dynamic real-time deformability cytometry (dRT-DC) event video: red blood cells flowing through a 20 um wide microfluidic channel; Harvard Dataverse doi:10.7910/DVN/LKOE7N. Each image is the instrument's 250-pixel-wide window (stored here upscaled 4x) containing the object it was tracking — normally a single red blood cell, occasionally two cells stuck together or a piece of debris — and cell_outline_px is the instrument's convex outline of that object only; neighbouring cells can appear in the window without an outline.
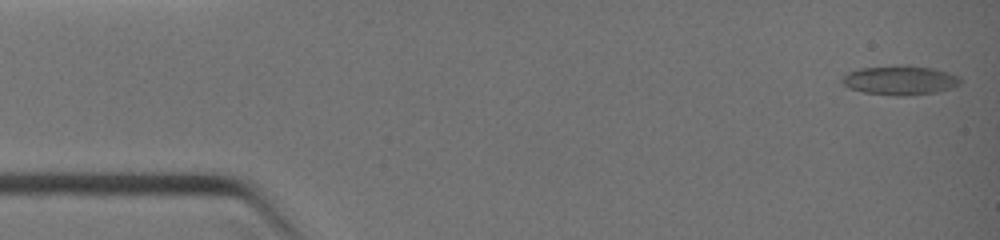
{"species": "common noctule bat (a hibernating species)", "species_latin": "Nyctalus noctula", "temperature_condition": "warm", "stored_images_in_passage": 6, "camera_frame_rate_fps": 3000, "um_per_image_px": 0.085, "animal": {"sex": "female", "body_mass_g": 19.0, "forearm_length_mm": 51.5}, "frame": {"image": 1, "passage_image": 1, "time_ms": 0.0, "image_size_px": [1000, 240], "cell_outline_px": [[960, 84], [936, 92], [900, 96], [896, 96], [864, 92], [848, 88], [840, 80], [848, 72], [860, 68], [900, 64], [932, 68], [948, 72], [960, 76]], "centroid_in_image_um": [76.47, 6.8], "position_along_channel_um": 8.5, "area_um2": 20.17}}
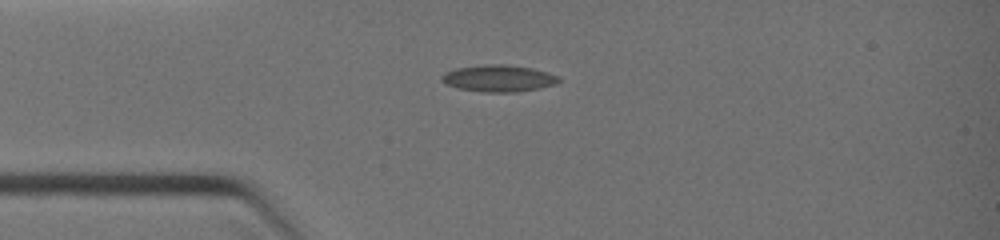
{"frame": {"image": 2, "passage_image": 4, "time_ms": 2.667, "image_size_px": [1000, 240], "cell_outline_px": [[560, 80], [556, 84], [540, 88], [516, 92], [480, 92], [456, 88], [440, 80], [440, 76], [444, 72], [456, 68], [484, 64], [504, 64], [532, 68], [548, 72], [560, 76]], "centroid_in_image_um": [42.37, 6.66], "position_along_channel_um": 42.6, "area_um2": 18.5}}
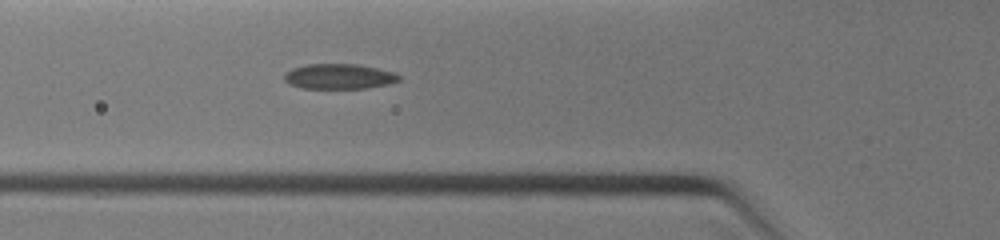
{"frame": {"image": 3, "passage_image": 6, "time_ms": 4.0, "image_size_px": [1000, 240], "cell_outline_px": [[400, 80], [388, 84], [368, 88], [300, 88], [288, 84], [284, 80], [284, 72], [292, 68], [308, 64], [356, 64], [396, 72], [400, 76]], "centroid_in_image_um": [28.8, 6.5], "position_along_channel_um": 97.0, "area_um2": 16.94}}